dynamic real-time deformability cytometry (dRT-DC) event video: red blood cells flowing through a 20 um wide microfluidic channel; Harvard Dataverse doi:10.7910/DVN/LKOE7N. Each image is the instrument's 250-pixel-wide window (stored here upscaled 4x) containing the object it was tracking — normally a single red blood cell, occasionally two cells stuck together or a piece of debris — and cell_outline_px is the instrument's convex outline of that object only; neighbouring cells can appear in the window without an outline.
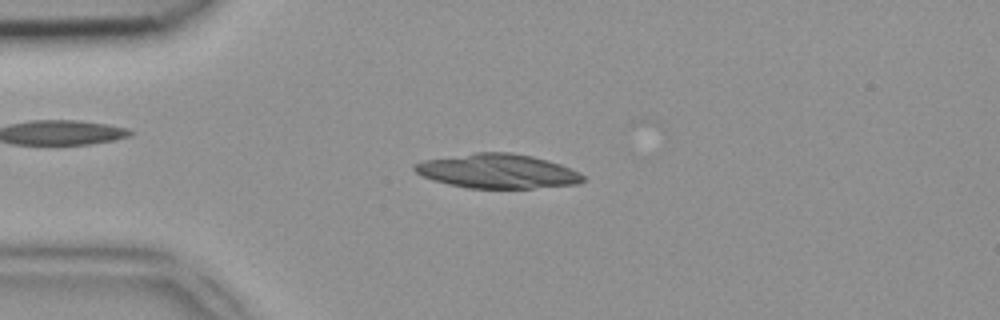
{"species": "common noctule bat (a hibernating species)", "species_latin": "Nyctalus noctula", "temperature_condition": "room temperature", "stored_images_in_passage": 40, "camera_frame_rate_fps": 3000, "um_per_image_px": 0.085, "animal": {"sex": "female", "body_mass_g": 18.4}, "frame": {"image": 1, "passage_image": 3, "time_ms": 0.667, "image_size_px": [1000, 320], "cell_outline_px": [[584, 180], [576, 184], [532, 188], [468, 188], [448, 184], [432, 180], [416, 172], [412, 168], [412, 164], [424, 160], [476, 152], [512, 152], [532, 156], [548, 160], [560, 164], [584, 176]], "centroid_in_image_um": [42.24, 14.54], "position_along_channel_um": 42.8, "area_um2": 33.52}}